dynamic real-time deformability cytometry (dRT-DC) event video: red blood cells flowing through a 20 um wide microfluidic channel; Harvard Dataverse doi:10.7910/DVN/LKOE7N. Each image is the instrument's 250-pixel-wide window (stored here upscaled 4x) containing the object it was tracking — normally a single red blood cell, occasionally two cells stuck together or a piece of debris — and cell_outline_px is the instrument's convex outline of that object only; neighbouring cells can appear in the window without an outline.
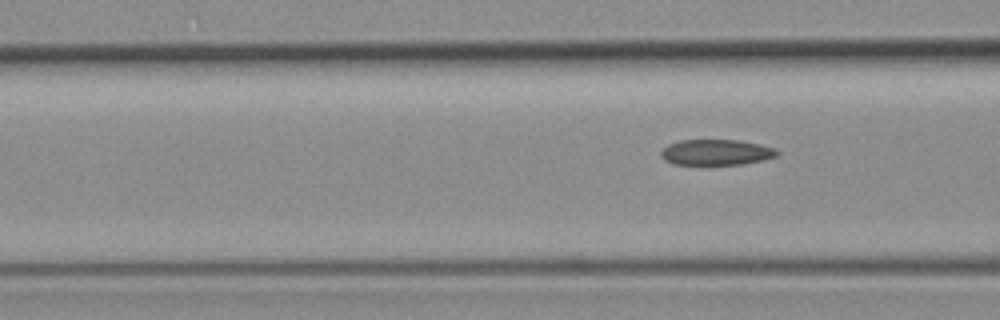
{"species": "common noctule bat (a hibernating species)", "species_latin": "Nyctalus noctula", "temperature_condition": "room temperature", "stored_images_in_passage": 6, "camera_frame_rate_fps": 3000, "um_per_image_px": 0.085, "animal": {"sex": "female", "body_mass_g": 19.3, "forearm_length_mm": 54.1}, "frame": {"image": 1, "passage_image": 6, "time_ms": 6.667, "image_size_px": [1000, 320], "cell_outline_px": [[780, 152], [776, 156], [764, 160], [740, 164], [672, 164], [664, 160], [660, 156], [660, 152], [668, 144], [680, 140], [740, 140], [760, 144], [776, 148]], "centroid_in_image_um": [60.88, 12.94], "position_along_channel_um": 105.7, "area_um2": 17.46}}